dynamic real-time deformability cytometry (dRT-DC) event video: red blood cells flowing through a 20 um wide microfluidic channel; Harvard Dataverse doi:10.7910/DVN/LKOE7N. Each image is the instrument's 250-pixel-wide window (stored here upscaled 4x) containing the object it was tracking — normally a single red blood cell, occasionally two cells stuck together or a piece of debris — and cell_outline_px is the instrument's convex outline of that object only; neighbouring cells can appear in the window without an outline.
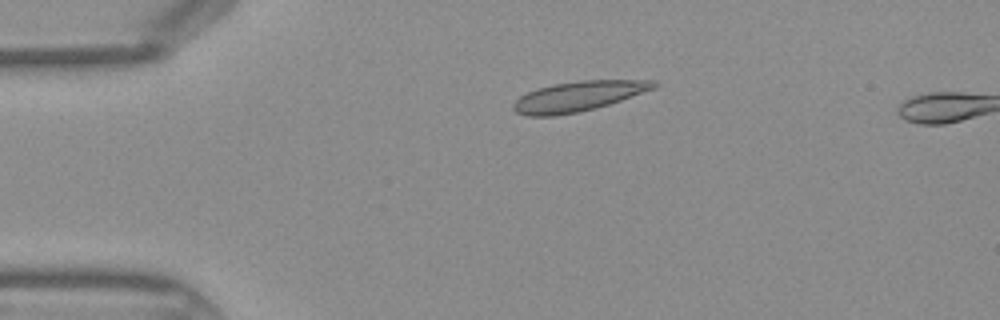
{"species": "Egyptian fruit bat (a non-hibernating species)", "species_latin": "Rousettus aegyptiacus", "temperature_condition": "warm", "stored_images_in_passage": 3, "camera_frame_rate_fps": 3000, "um_per_image_px": 0.085, "frame": {"image": 1, "passage_image": 1, "time_ms": 0.0, "image_size_px": [1000, 320], "cell_outline_px": [[660, 84], [656, 88], [596, 108], [580, 112], [556, 116], [524, 116], [516, 112], [512, 108], [512, 104], [520, 96], [536, 88], [552, 84], [580, 80], [656, 80]], "centroid_in_image_um": [49.14, 8.18], "position_along_channel_um": 35.9, "area_um2": 24.8}}